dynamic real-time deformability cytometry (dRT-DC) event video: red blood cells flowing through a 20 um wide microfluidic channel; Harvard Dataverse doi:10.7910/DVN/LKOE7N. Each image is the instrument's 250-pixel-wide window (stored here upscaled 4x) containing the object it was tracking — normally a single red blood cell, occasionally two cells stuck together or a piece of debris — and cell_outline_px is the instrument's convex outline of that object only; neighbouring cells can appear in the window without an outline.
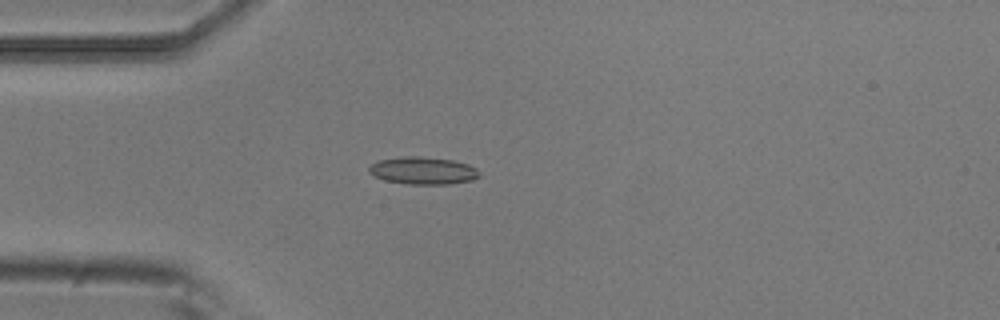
{"species": "common noctule bat (a hibernating species)", "species_latin": "Nyctalus noctula", "temperature_condition": "room temperature", "stored_images_in_passage": 5, "camera_frame_rate_fps": 3000, "um_per_image_px": 0.085, "animal": {"sex": "male", "body_mass_g": 20.5, "forearm_length_mm": 52.5}, "frame": {"image": 1, "passage_image": 5, "time_ms": 1.333, "image_size_px": [1000, 320], "cell_outline_px": [[480, 176], [472, 180], [448, 184], [408, 184], [384, 180], [372, 176], [368, 172], [368, 168], [372, 164], [380, 160], [400, 156], [420, 156], [452, 160], [468, 164], [476, 168], [480, 172]], "centroid_in_image_um": [35.94, 14.5], "position_along_channel_um": 49.1, "area_um2": 17.74}}